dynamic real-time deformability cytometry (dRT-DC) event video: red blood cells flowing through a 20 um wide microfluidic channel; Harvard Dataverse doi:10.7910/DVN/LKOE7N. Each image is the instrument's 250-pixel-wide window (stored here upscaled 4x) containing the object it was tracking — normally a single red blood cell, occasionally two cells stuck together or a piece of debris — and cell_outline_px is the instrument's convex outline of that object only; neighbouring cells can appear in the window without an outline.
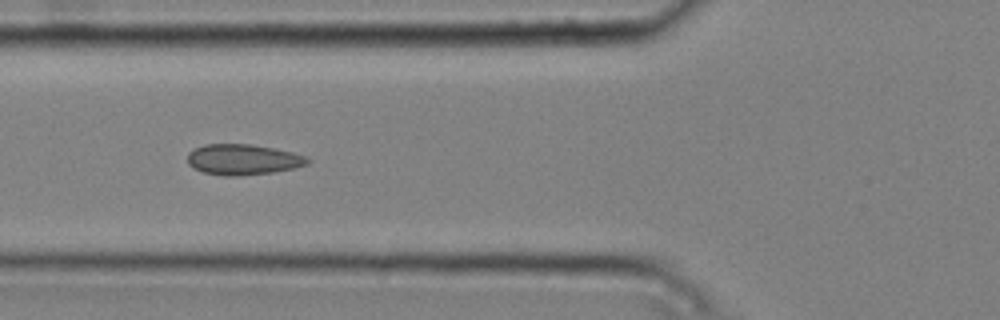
{"species": "common noctule bat (a hibernating species)", "species_latin": "Nyctalus noctula", "temperature_condition": "cold", "stored_images_in_passage": 8, "camera_frame_rate_fps": 3000, "um_per_image_px": 0.085, "animal": {"sex": "male", "body_mass_g": 20.4}, "frame": {"image": 1, "passage_image": 5, "time_ms": 1.333, "image_size_px": [1000, 320], "cell_outline_px": [[312, 160], [308, 164], [292, 168], [272, 172], [236, 176], [228, 176], [204, 172], [192, 168], [188, 164], [188, 152], [204, 144], [252, 144], [292, 152], [308, 156]], "centroid_in_image_um": [20.66, 13.55], "position_along_channel_um": 105.1, "area_um2": 21.39}}
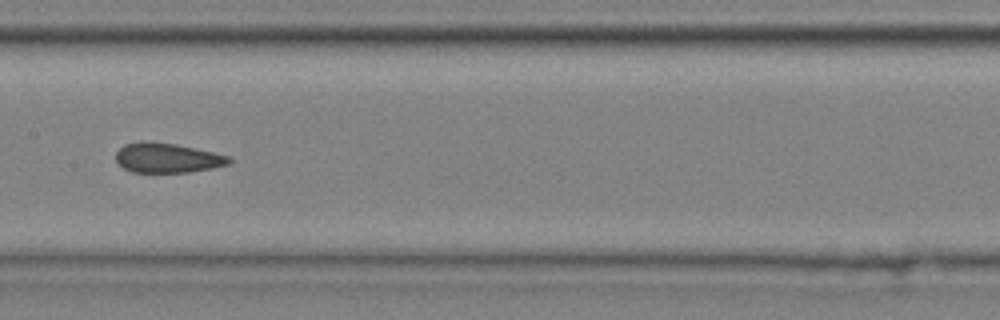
{"frame": {"image": 2, "passage_image": 7, "time_ms": 2.0, "image_size_px": [1000, 320], "cell_outline_px": [[232, 160], [228, 164], [212, 168], [188, 172], [132, 172], [124, 168], [116, 160], [116, 152], [124, 144], [140, 140], [148, 140], [176, 144], [232, 156]], "centroid_in_image_um": [14.21, 13.4], "position_along_channel_um": 193.2, "area_um2": 19.77}}
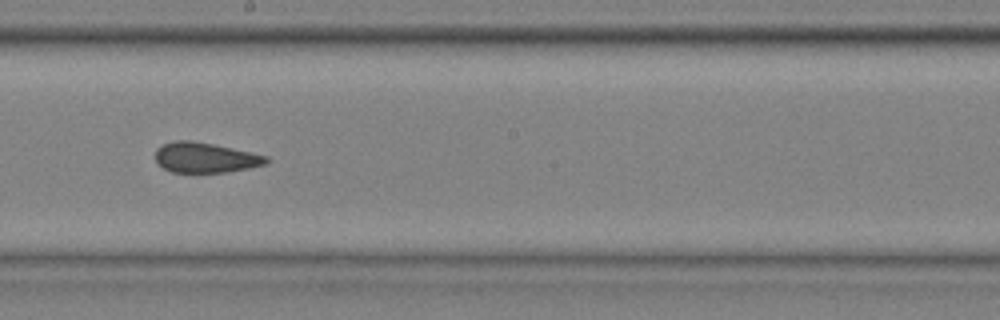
{"frame": {"image": 3, "passage_image": 8, "time_ms": 2.333, "image_size_px": [1000, 320], "cell_outline_px": [[272, 160], [268, 164], [228, 172], [172, 172], [164, 168], [156, 160], [156, 148], [164, 144], [176, 140], [192, 140], [252, 152], [268, 156]], "centroid_in_image_um": [17.51, 13.39], "position_along_channel_um": 230.7, "area_um2": 19.54}}